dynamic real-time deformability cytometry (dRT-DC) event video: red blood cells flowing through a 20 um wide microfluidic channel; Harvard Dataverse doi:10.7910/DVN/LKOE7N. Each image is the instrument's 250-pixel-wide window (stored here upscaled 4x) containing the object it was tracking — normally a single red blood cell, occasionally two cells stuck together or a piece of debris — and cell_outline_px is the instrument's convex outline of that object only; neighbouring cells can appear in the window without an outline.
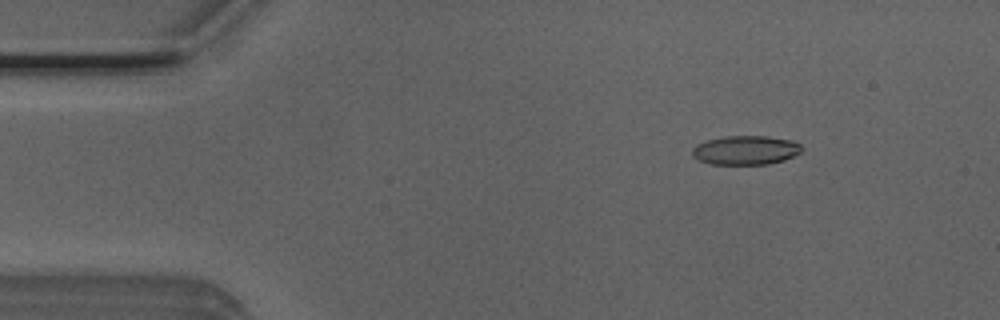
{"species": "Egyptian fruit bat (a non-hibernating species)", "species_latin": "Rousettus aegyptiacus", "temperature_condition": "room temperature", "stored_images_in_passage": 53, "camera_frame_rate_fps": 3000, "um_per_image_px": 0.085, "animal": {"sex": "male"}, "frame": {"image": 1, "passage_image": 7, "time_ms": 2.0, "image_size_px": [1000, 320], "cell_outline_px": [[800, 152], [784, 160], [768, 164], [712, 164], [700, 160], [692, 156], [692, 148], [696, 144], [708, 140], [728, 136], [768, 136], [792, 140], [800, 144]], "centroid_in_image_um": [63.36, 12.76], "position_along_channel_um": 21.6, "area_um2": 18.38}}
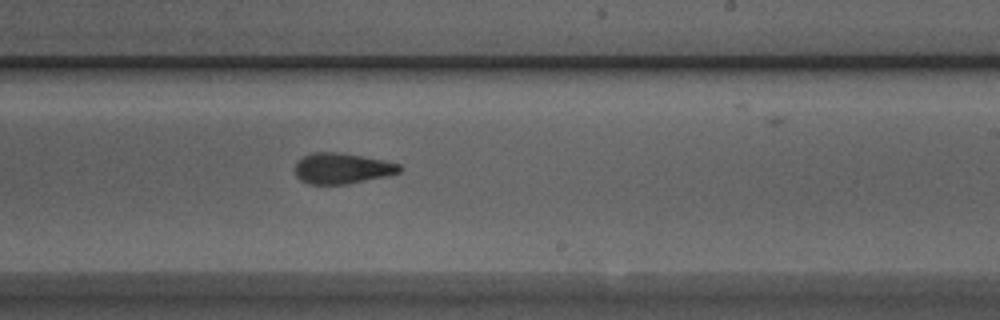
{"frame": {"image": 2, "passage_image": 31, "time_ms": 10.0, "image_size_px": [1000, 320], "cell_outline_px": [[404, 168], [400, 172], [388, 176], [348, 184], [308, 184], [300, 180], [296, 176], [296, 160], [312, 152], [340, 152], [364, 156], [384, 160], [400, 164]], "centroid_in_image_um": [29.1, 14.31], "position_along_channel_um": 259.9, "area_um2": 19.02}}
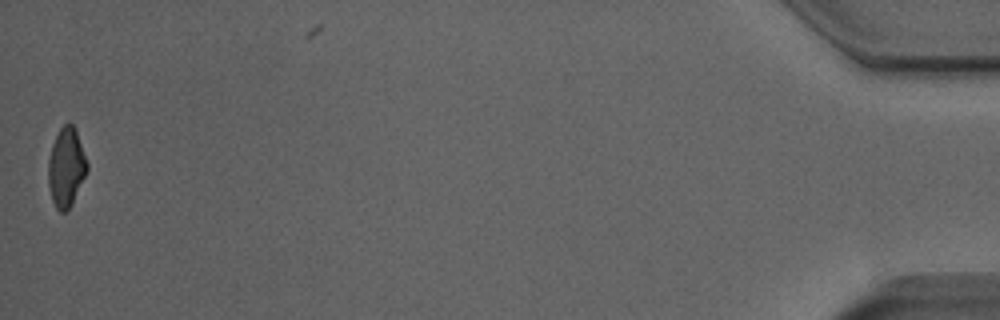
{"frame": {"image": 3, "passage_image": 52, "time_ms": 17.0, "image_size_px": [1000, 320], "cell_outline_px": [[88, 168], [72, 204], [64, 212], [60, 212], [56, 208], [52, 200], [48, 184], [48, 160], [52, 144], [60, 128], [64, 124], [72, 124], [76, 132], [88, 164]], "centroid_in_image_um": [5.61, 14.24], "position_along_channel_um": 429.6, "area_um2": 17.57}, "authors_computed_cell_mechanics": {"area_um2": 19.1318, "velocity_mm_per_s": 3.9021, "shape_relaxation_time_tau1_ms": 8.0542, "shape_relaxation_time_tau2_ms": 2.1702, "deformation_change_tau1": 0.1799, "deformation_change_tau2": 0.0922}}